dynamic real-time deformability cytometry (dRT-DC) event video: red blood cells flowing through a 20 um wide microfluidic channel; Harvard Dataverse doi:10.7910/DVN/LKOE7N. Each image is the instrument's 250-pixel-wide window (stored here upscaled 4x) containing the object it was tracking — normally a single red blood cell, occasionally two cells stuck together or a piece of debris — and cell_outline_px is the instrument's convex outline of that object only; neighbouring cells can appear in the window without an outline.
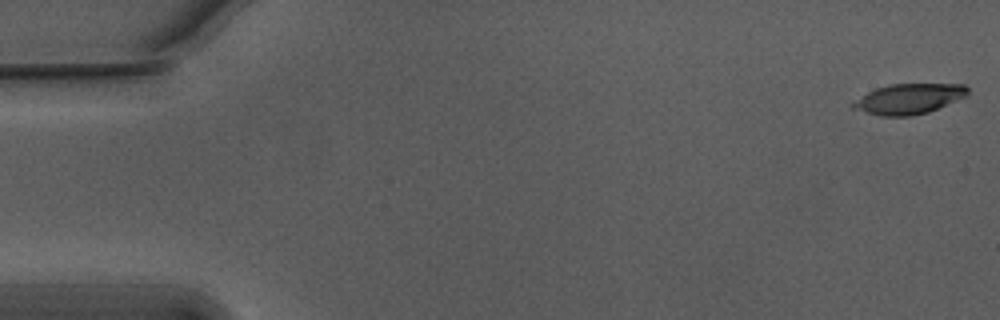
{"species": "Egyptian fruit bat (a non-hibernating species)", "species_latin": "Rousettus aegyptiacus", "temperature_condition": "warm", "stored_images_in_passage": 14, "camera_frame_rate_fps": 3000, "um_per_image_px": 0.085, "animal": {"sex": "male"}, "frame": {"image": 1, "passage_image": 1, "time_ms": 0.0, "image_size_px": [1000, 320], "cell_outline_px": [[968, 96], [928, 112], [912, 116], [880, 116], [852, 108], [848, 104], [868, 92], [876, 88], [888, 84], [964, 84], [968, 88]], "centroid_in_image_um": [77.24, 8.4], "position_along_channel_um": 7.8, "area_um2": 20.35}}
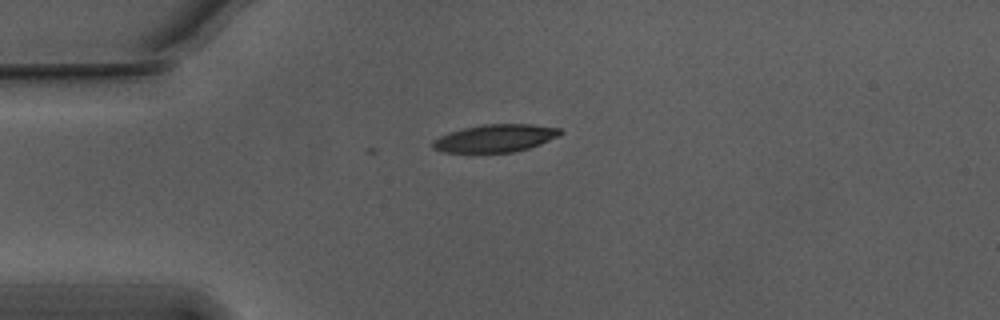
{"frame": {"image": 2, "passage_image": 14, "time_ms": 4.333, "image_size_px": [1000, 320], "cell_outline_px": [[564, 132], [560, 136], [540, 144], [528, 148], [512, 152], [440, 152], [432, 148], [432, 140], [440, 136], [464, 128], [484, 124], [532, 124], [560, 128]], "centroid_in_image_um": [42.12, 11.74], "position_along_channel_um": 42.9, "area_um2": 20.52}}